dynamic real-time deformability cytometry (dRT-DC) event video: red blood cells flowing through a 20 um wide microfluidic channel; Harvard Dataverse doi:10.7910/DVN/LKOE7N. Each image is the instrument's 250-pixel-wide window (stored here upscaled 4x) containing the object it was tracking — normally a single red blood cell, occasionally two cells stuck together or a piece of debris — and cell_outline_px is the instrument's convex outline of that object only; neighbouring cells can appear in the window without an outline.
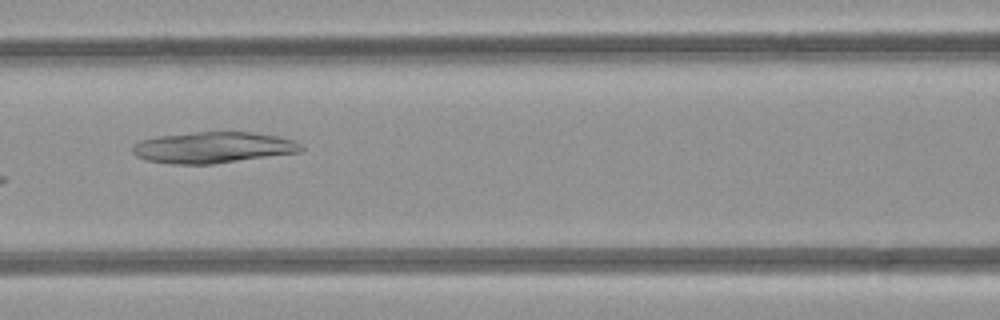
{"species": "common noctule bat (a hibernating species)", "species_latin": "Nyctalus noctula", "temperature_condition": "room temperature", "stored_images_in_passage": 5, "camera_frame_rate_fps": 3000, "um_per_image_px": 0.085, "animal": {"sex": "female", "body_mass_g": 21.9}, "frame": {"image": 1, "passage_image": 5, "time_ms": 5.333, "image_size_px": [1000, 320], "cell_outline_px": [[304, 148], [300, 152], [212, 164], [172, 164], [144, 160], [136, 156], [132, 152], [132, 148], [140, 140], [156, 136], [196, 132], [252, 132], [276, 136], [292, 140], [300, 144]], "centroid_in_image_um": [18.07, 12.54], "position_along_channel_um": 148.5, "area_um2": 30.52}}